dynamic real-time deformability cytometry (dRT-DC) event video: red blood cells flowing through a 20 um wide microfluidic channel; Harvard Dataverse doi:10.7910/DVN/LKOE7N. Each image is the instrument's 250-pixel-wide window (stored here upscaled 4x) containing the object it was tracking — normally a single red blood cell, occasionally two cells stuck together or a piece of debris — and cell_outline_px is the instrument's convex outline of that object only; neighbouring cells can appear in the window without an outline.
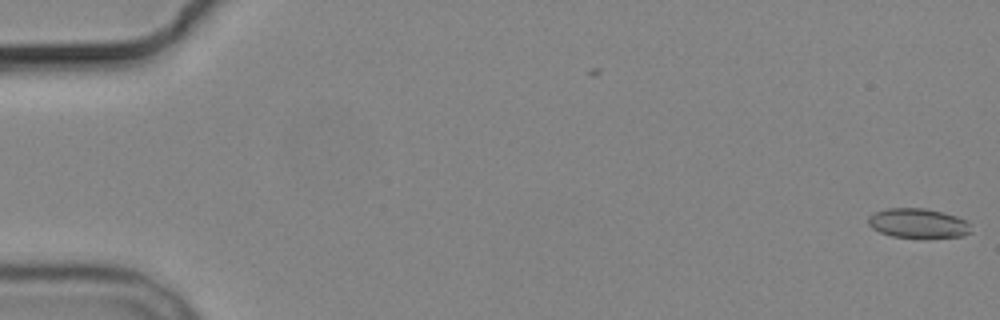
{"species": "common noctule bat (a hibernating species)", "species_latin": "Nyctalus noctula", "temperature_condition": "cold", "stored_images_in_passage": 5, "camera_frame_rate_fps": 3000, "um_per_image_px": 0.085, "animal": {"sex": "male", "body_mass_g": 19.2, "forearm_length_mm": 51.8}, "frame": {"image": 1, "passage_image": 1, "time_ms": 0.0, "image_size_px": [1000, 320], "cell_outline_px": [[972, 232], [964, 236], [892, 236], [880, 232], [872, 228], [868, 224], [868, 216], [876, 212], [888, 208], [924, 208], [944, 212], [968, 220]], "centroid_in_image_um": [78.06, 18.95], "position_along_channel_um": 6.9, "area_um2": 17.4}}
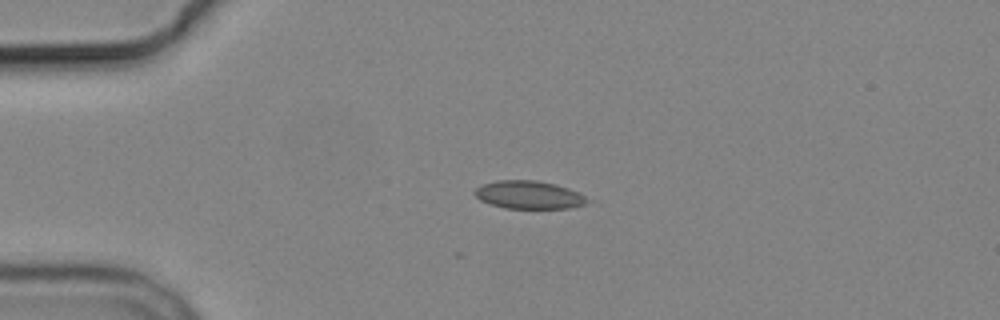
{"frame": {"image": 2, "passage_image": 4, "time_ms": 4.333, "image_size_px": [1000, 320], "cell_outline_px": [[592, 200], [584, 204], [568, 208], [504, 208], [488, 204], [480, 200], [472, 192], [480, 184], [496, 180], [536, 180], [556, 184], [568, 188]], "centroid_in_image_um": [44.9, 16.55], "position_along_channel_um": 40.1, "area_um2": 18.5}}